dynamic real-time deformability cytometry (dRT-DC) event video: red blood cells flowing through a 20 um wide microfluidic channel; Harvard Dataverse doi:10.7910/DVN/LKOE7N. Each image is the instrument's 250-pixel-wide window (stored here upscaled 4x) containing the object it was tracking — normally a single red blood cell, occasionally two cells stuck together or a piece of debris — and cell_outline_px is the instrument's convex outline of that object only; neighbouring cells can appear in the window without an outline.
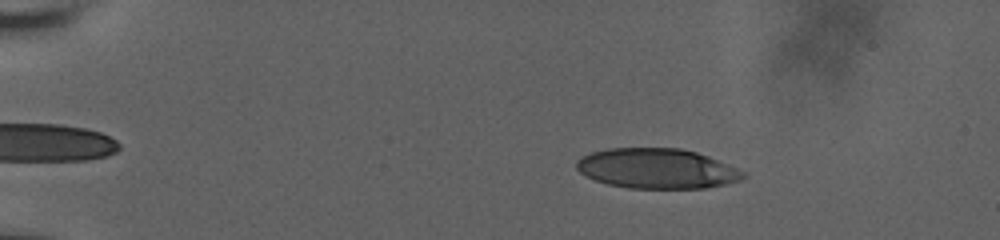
{"species": "human", "species_latin": "Homo sapiens", "temperature_condition": "room temperature", "stored_images_in_passage": 37, "camera_frame_rate_fps": 3000, "um_per_image_px": 0.085, "donor": {"sex": "male"}, "frame": {"image": 1, "passage_image": 9, "time_ms": 2.0, "image_size_px": [1000, 240], "cell_outline_px": [[748, 176], [740, 180], [708, 188], [628, 188], [608, 184], [596, 180], [580, 172], [576, 168], [576, 160], [580, 156], [592, 152], [608, 148], [680, 148], [696, 152], [708, 156], [728, 164], [744, 172]], "centroid_in_image_um": [55.83, 14.32], "position_along_channel_um": 29.2, "area_um2": 38.9}}
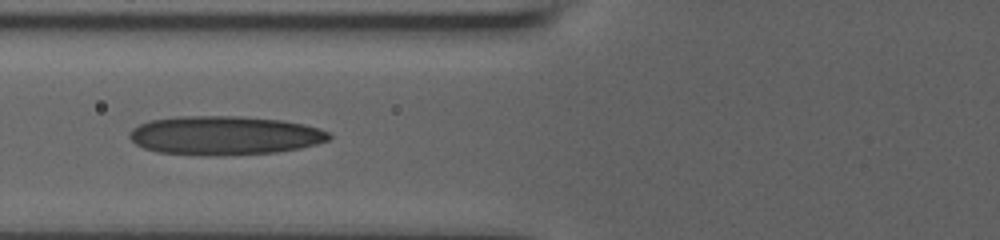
{"frame": {"image": 2, "passage_image": 31, "time_ms": 6.667, "image_size_px": [1000, 240], "cell_outline_px": [[332, 136], [328, 140], [316, 144], [300, 148], [276, 152], [224, 156], [212, 156], [156, 152], [144, 148], [136, 144], [128, 136], [128, 132], [132, 128], [140, 124], [152, 120], [176, 116], [236, 116], [284, 120], [304, 124], [320, 128], [328, 132]], "centroid_in_image_um": [19.08, 11.52], "position_along_channel_um": 106.7, "area_um2": 45.55}}
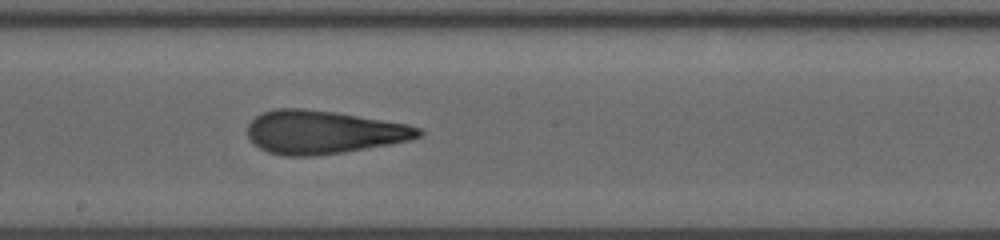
{"frame": {"image": 3, "passage_image": 37, "time_ms": 9.667, "image_size_px": [1000, 240], "cell_outline_px": [[424, 132], [420, 136], [412, 140], [344, 152], [312, 156], [284, 156], [268, 152], [260, 148], [248, 136], [248, 124], [256, 116], [264, 112], [276, 108], [300, 108], [336, 112], [408, 124], [420, 128]], "centroid_in_image_um": [27.5, 11.23], "position_along_channel_um": 220.7, "area_um2": 43.06}}